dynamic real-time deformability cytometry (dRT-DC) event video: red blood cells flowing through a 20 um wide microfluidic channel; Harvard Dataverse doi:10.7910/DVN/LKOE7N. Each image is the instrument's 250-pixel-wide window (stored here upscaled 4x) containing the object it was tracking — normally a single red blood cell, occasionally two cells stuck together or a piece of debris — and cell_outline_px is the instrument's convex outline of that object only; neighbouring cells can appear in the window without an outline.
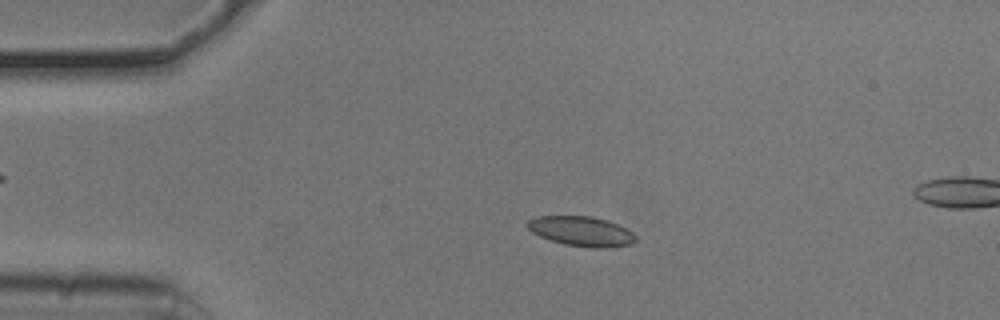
{"species": "common noctule bat (a hibernating species)", "species_latin": "Nyctalus noctula", "temperature_condition": "cold", "stored_images_in_passage": 26, "camera_frame_rate_fps": 3000, "um_per_image_px": 0.085, "animal": {"sex": "male", "body_mass_g": 20.5, "forearm_length_mm": 52.5}, "frame": {"image": 1, "passage_image": 1, "time_ms": 0.0, "image_size_px": [1000, 320], "cell_outline_px": [[636, 240], [632, 244], [616, 248], [592, 248], [564, 244], [540, 236], [532, 232], [528, 228], [528, 220], [536, 216], [592, 216], [608, 220], [632, 232], [636, 236]], "centroid_in_image_um": [49.46, 19.67], "position_along_channel_um": 35.5, "area_um2": 18.84}}
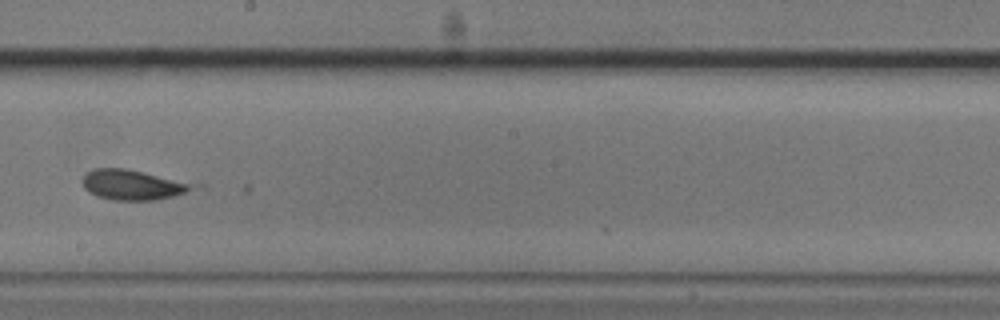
{"frame": {"image": 2, "passage_image": 20, "time_ms": 6.333, "image_size_px": [1000, 320], "cell_outline_px": [[192, 188], [184, 192], [172, 196], [156, 200], [112, 200], [96, 196], [88, 192], [84, 188], [84, 176], [88, 172], [96, 168], [124, 168], [188, 184]], "centroid_in_image_um": [11.1, 15.73], "position_along_channel_um": 237.1, "area_um2": 18.26}}
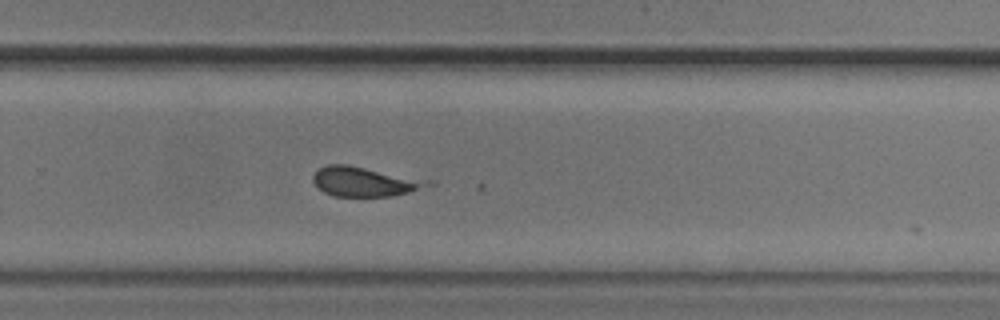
{"frame": {"image": 3, "passage_image": 25, "time_ms": 8.0, "image_size_px": [1000, 320], "cell_outline_px": [[436, 184], [408, 192], [392, 196], [336, 196], [324, 192], [312, 180], [312, 176], [320, 168], [328, 164], [348, 164], [436, 180]], "centroid_in_image_um": [31.1, 15.42], "position_along_channel_um": 298.7, "area_um2": 20.11}}